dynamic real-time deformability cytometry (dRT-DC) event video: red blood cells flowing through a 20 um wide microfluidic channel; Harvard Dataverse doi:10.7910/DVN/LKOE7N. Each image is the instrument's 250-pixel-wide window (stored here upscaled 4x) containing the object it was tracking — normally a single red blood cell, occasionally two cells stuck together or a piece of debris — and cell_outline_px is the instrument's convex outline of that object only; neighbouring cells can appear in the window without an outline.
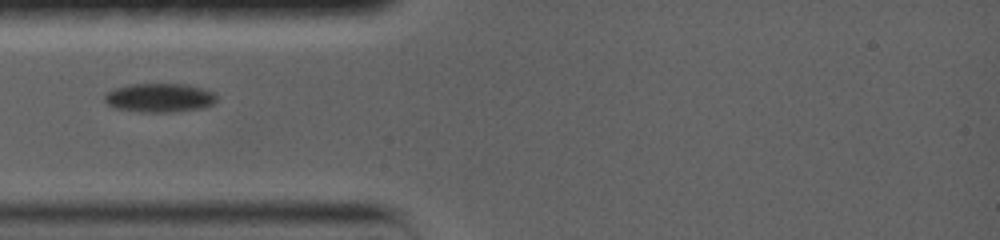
{"species": "common noctule bat (a hibernating species)", "species_latin": "Nyctalus noctula", "temperature_condition": "warm", "stored_images_in_passage": 28, "camera_frame_rate_fps": 5000, "um_per_image_px": 0.085, "animal": {"sex": "female", "body_mass_g": 19.0, "forearm_length_mm": 56.7}, "frame": {"image": 1, "passage_image": 1, "time_ms": 0.0, "image_size_px": [1000, 240], "cell_outline_px": [[216, 100], [212, 104], [200, 108], [172, 112], [140, 112], [112, 108], [104, 100], [104, 96], [108, 92], [116, 88], [128, 84], [184, 84], [200, 88], [212, 92], [216, 96]], "centroid_in_image_um": [13.51, 8.32], "position_along_channel_um": 71.5, "area_um2": 18.73}}
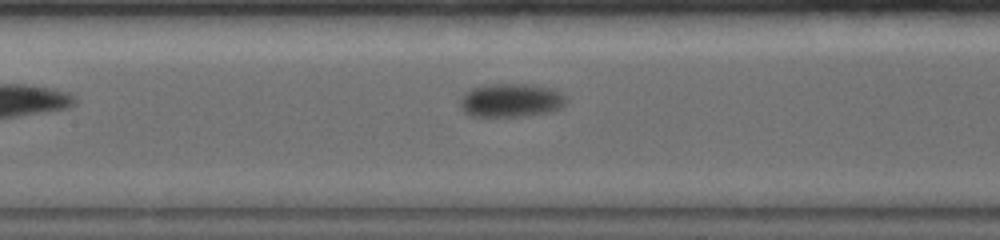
{"frame": {"image": 2, "passage_image": 13, "time_ms": 2.6, "image_size_px": [1000, 240], "cell_outline_px": [[568, 100], [560, 108], [548, 112], [520, 116], [468, 116], [460, 108], [460, 96], [464, 92], [480, 84], [536, 84], [552, 88], [560, 92]], "centroid_in_image_um": [43.38, 8.51], "position_along_channel_um": 164.0, "area_um2": 21.1}}
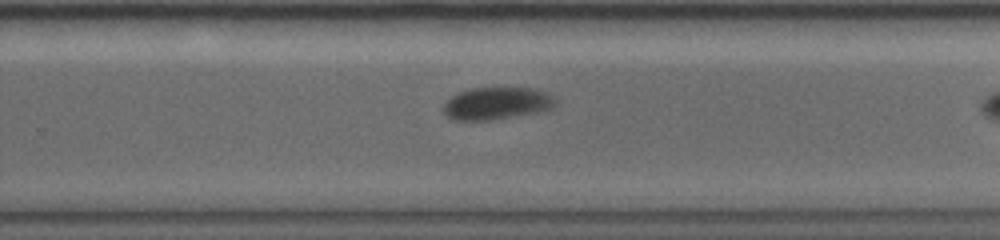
{"frame": {"image": 3, "passage_image": 24, "time_ms": 4.8, "image_size_px": [1000, 240], "cell_outline_px": [[556, 104], [552, 108], [536, 112], [492, 120], [452, 120], [444, 112], [444, 104], [452, 96], [460, 92], [472, 88], [536, 88], [552, 96], [556, 100]], "centroid_in_image_um": [42.23, 8.79], "position_along_channel_um": 287.6, "area_um2": 20.87}}